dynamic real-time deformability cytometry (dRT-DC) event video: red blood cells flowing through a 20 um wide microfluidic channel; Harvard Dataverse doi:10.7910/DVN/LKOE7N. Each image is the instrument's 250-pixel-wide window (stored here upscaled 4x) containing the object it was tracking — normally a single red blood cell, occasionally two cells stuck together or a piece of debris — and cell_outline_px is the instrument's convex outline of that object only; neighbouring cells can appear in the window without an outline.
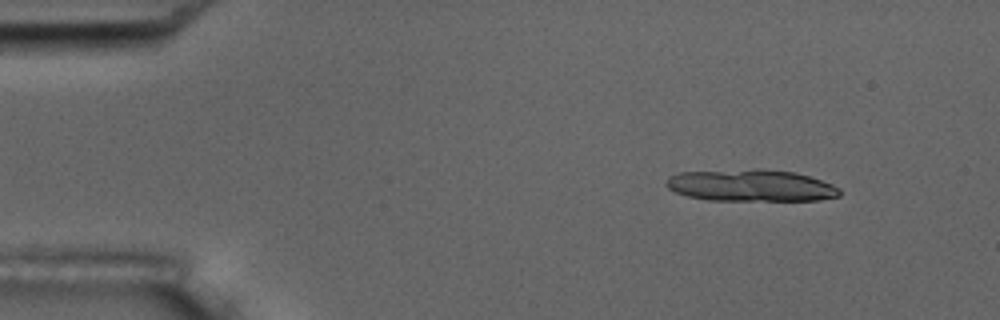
{"species": "common noctule bat (a hibernating species)", "species_latin": "Nyctalus noctula", "temperature_condition": "room temperature", "stored_images_in_passage": 7, "camera_frame_rate_fps": 3000, "um_per_image_px": 0.085, "animal": {"sex": "male", "body_mass_g": 17.5, "forearm_length_mm": 52.3}, "frame": {"image": 1, "passage_image": 1, "time_ms": 0.0, "image_size_px": [1000, 320], "cell_outline_px": [[840, 196], [820, 200], [708, 200], [688, 196], [676, 192], [668, 188], [664, 184], [668, 176], [680, 172], [760, 168], [796, 172], [832, 184], [840, 188]], "centroid_in_image_um": [63.81, 15.75], "position_along_channel_um": 21.2, "area_um2": 32.43}}
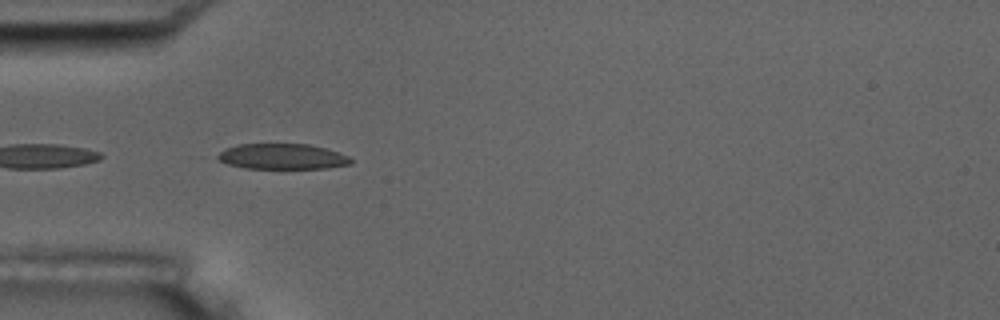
{"frame": {"image": 2, "passage_image": 4, "time_ms": 3.667, "image_size_px": [1000, 320], "cell_outline_px": [[352, 164], [328, 168], [244, 168], [228, 164], [220, 160], [216, 156], [224, 148], [236, 144], [308, 144], [324, 148], [348, 156], [352, 160]], "centroid_in_image_um": [23.97, 13.3], "position_along_channel_um": 61.0, "area_um2": 19.71}}